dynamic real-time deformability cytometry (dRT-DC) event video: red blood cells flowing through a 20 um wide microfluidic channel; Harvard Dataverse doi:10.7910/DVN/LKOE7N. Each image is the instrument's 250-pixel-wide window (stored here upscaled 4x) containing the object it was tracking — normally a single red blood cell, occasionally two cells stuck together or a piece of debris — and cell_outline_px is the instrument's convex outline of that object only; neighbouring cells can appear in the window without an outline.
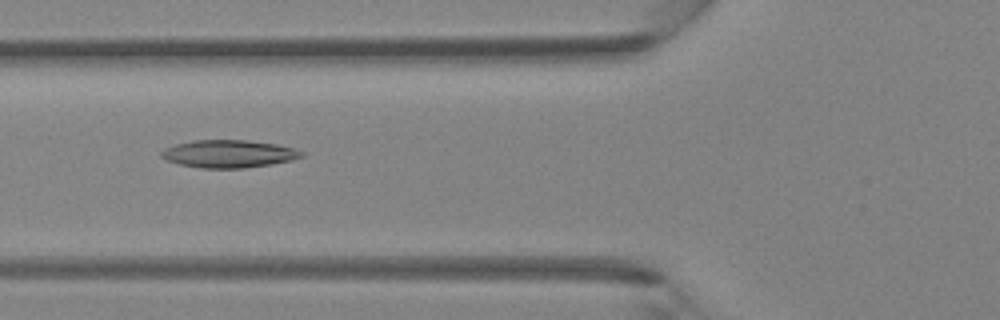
{"species": "Egyptian fruit bat (a non-hibernating species)", "species_latin": "Rousettus aegyptiacus", "temperature_condition": "room temperature", "stored_images_in_passage": 26, "camera_frame_rate_fps": 3000, "um_per_image_px": 0.085, "animal": {"sex": "female"}, "frame": {"image": 1, "passage_image": 3, "time_ms": 0.667, "image_size_px": [1000, 320], "cell_outline_px": [[304, 156], [292, 160], [272, 164], [244, 168], [200, 168], [180, 164], [164, 160], [160, 156], [160, 152], [164, 148], [176, 144], [192, 140], [248, 140], [276, 144], [292, 148], [304, 152]], "centroid_in_image_um": [19.41, 13.07], "position_along_channel_um": 106.4, "area_um2": 22.72}}
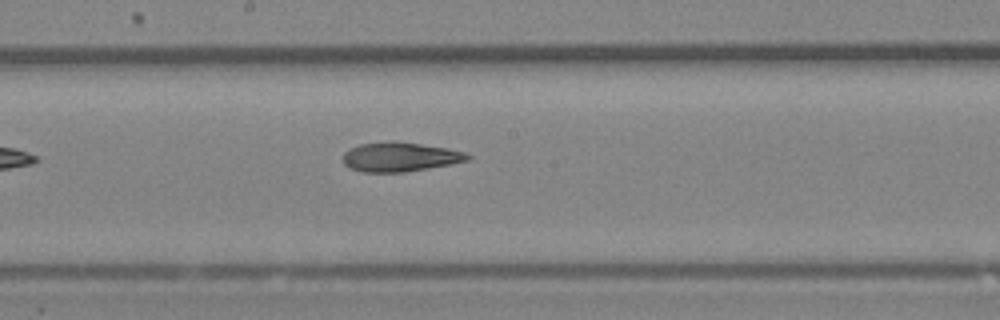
{"frame": {"image": 2, "passage_image": 10, "time_ms": 3.0, "image_size_px": [1000, 320], "cell_outline_px": [[472, 156], [468, 160], [452, 164], [404, 172], [360, 172], [344, 164], [344, 152], [360, 144], [392, 140], [448, 148], [464, 152]], "centroid_in_image_um": [34.01, 13.33], "position_along_channel_um": 214.2, "area_um2": 21.21}}
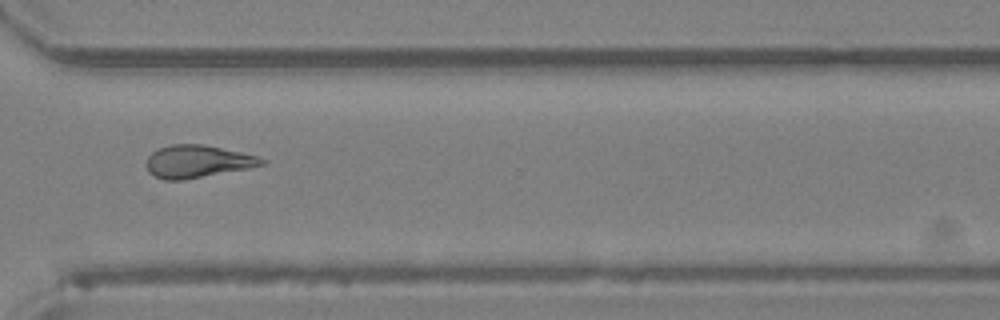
{"frame": {"image": 3, "passage_image": 19, "time_ms": 6.0, "image_size_px": [1000, 320], "cell_outline_px": [[268, 164], [248, 168], [184, 180], [164, 180], [148, 172], [144, 164], [148, 156], [152, 152], [160, 148], [172, 144], [204, 144], [240, 152], [256, 156], [268, 160]], "centroid_in_image_um": [16.78, 13.72], "position_along_channel_um": 353.8, "area_um2": 21.96}}